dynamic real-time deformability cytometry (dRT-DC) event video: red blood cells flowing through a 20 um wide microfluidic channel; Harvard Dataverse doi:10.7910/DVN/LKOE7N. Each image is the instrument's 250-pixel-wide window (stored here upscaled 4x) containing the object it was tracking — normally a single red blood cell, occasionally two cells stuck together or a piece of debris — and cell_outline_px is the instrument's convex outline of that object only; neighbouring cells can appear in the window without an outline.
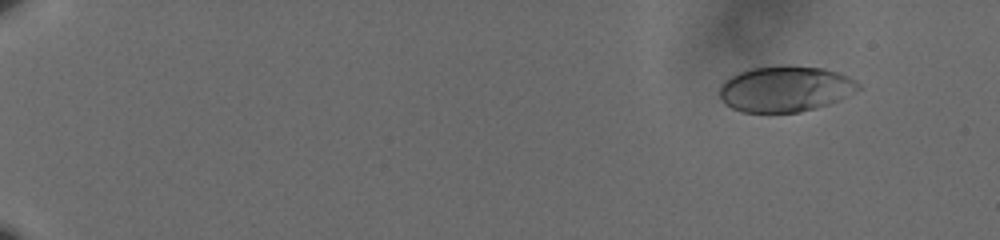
{"species": "human", "species_latin": "Homo sapiens", "temperature_condition": "cold", "stored_images_in_passage": 61, "camera_frame_rate_fps": 3000, "um_per_image_px": 0.085, "donor": {"sex": "male"}, "frame": {"image": 1, "passage_image": 7, "time_ms": 2.0, "image_size_px": [1000, 240], "cell_outline_px": [[864, 88], [840, 100], [816, 108], [800, 112], [740, 112], [732, 108], [720, 96], [720, 88], [724, 80], [740, 72], [752, 68], [784, 64], [788, 64], [824, 68], [848, 76], [856, 80]], "centroid_in_image_um": [66.81, 7.54], "position_along_channel_um": 18.2, "area_um2": 37.4}}
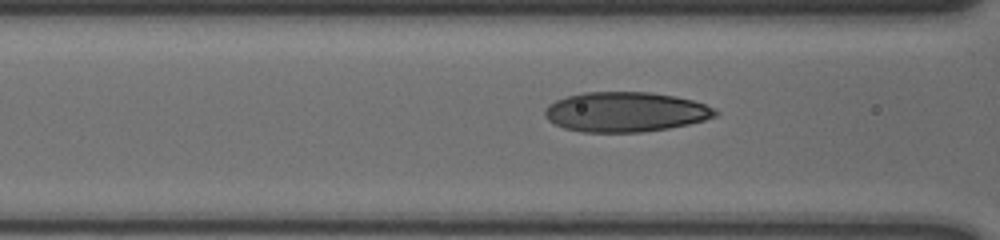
{"frame": {"image": 2, "passage_image": 29, "time_ms": 9.333, "image_size_px": [1000, 240], "cell_outline_px": [[720, 112], [716, 116], [704, 120], [688, 124], [668, 128], [640, 132], [580, 132], [564, 128], [548, 120], [544, 116], [544, 108], [548, 104], [556, 100], [568, 96], [584, 92], [652, 92], [676, 96], [692, 100], [716, 108]], "centroid_in_image_um": [53.16, 9.51], "position_along_channel_um": 113.4, "area_um2": 39.77}}
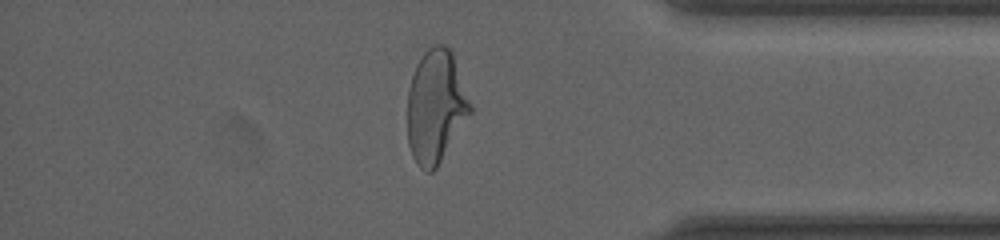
{"frame": {"image": 3, "passage_image": 54, "time_ms": 17.667, "image_size_px": [1000, 240], "cell_outline_px": [[472, 112], [436, 168], [432, 172], [424, 172], [416, 164], [412, 156], [408, 144], [408, 88], [416, 64], [424, 52], [428, 48], [436, 44], [444, 44], [452, 52], [472, 104]], "centroid_in_image_um": [37.04, 9.06], "position_along_channel_um": 398.2, "area_um2": 41.5}, "authors_computed_cell_mechanics": {"area_um2": 38.2636, "velocity_mm_per_s": 3.586, "shape_relaxation_time_tau1_ms": 6.5467, "shape_relaxation_time_tau2_ms": 0.8941, "deformation_change_tau1": 0.2177, "deformation_change_tau2": 0.0728}}